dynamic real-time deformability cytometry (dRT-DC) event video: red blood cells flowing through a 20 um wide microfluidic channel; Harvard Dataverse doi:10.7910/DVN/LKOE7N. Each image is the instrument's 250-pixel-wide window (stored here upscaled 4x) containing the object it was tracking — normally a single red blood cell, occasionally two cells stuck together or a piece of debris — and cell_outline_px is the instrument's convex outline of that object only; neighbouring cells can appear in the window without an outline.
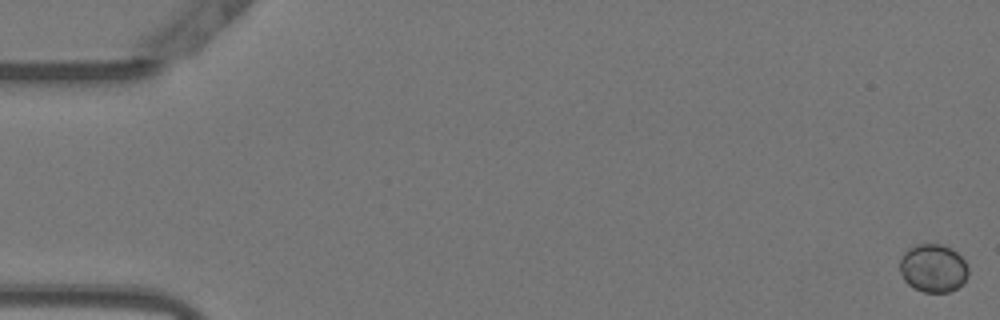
{"species": "Egyptian fruit bat (a non-hibernating species)", "species_latin": "Rousettus aegyptiacus", "temperature_condition": "warm", "stored_images_in_passage": 10, "camera_frame_rate_fps": 3000, "um_per_image_px": 0.085, "animal": {"sex": "female"}, "frame": {"image": 1, "passage_image": 1, "time_ms": 0.0, "image_size_px": [1000, 320], "cell_outline_px": [[968, 276], [964, 284], [948, 292], [924, 292], [912, 288], [904, 280], [900, 272], [900, 256], [908, 248], [916, 244], [944, 244], [952, 248], [964, 260], [968, 268]], "centroid_in_image_um": [79.31, 22.79], "position_along_channel_um": 5.7, "area_um2": 19.54}}